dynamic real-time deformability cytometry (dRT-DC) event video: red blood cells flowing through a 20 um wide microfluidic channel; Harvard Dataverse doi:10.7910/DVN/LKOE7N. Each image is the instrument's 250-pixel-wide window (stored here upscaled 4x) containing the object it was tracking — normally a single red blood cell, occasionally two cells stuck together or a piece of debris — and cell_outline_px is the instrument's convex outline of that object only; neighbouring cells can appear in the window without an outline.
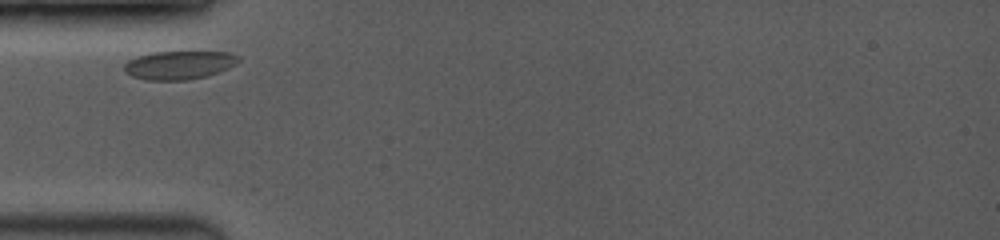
{"species": "common noctule bat (a hibernating species)", "species_latin": "Nyctalus noctula", "temperature_condition": "room temperature", "stored_images_in_passage": 33, "camera_frame_rate_fps": 3500, "um_per_image_px": 0.085, "animal": {"sex": "female", "body_mass_g": 19.0, "forearm_length_mm": 53.3}, "frame": {"image": 1, "passage_image": 1, "time_ms": 0.0, "image_size_px": [1000, 240], "cell_outline_px": [[240, 60], [236, 64], [220, 72], [188, 80], [148, 80], [132, 76], [124, 72], [124, 64], [128, 60], [136, 56], [152, 52], [228, 52], [240, 56]], "centroid_in_image_um": [15.22, 5.52], "position_along_channel_um": 69.8, "area_um2": 19.02}}
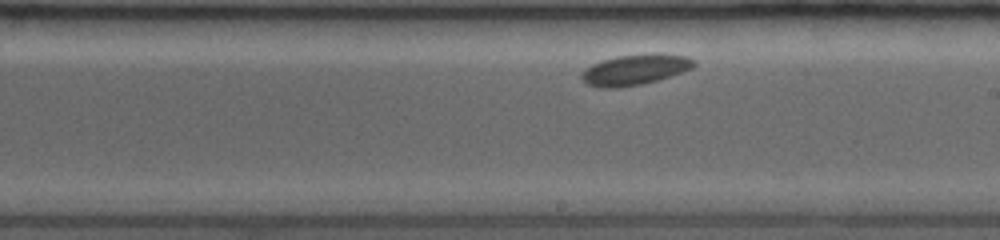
{"frame": {"image": 2, "passage_image": 20, "time_ms": 4.571, "image_size_px": [1000, 240], "cell_outline_px": [[696, 64], [692, 68], [656, 80], [640, 84], [616, 88], [600, 88], [588, 84], [580, 76], [584, 68], [600, 60], [616, 56], [652, 52], [660, 52], [688, 56], [696, 60]], "centroid_in_image_um": [53.98, 5.88], "position_along_channel_um": 235.0, "area_um2": 20.29}}
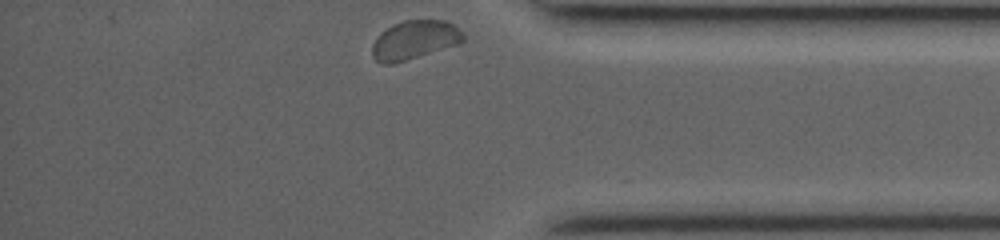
{"frame": {"image": 3, "passage_image": 33, "time_ms": 9.143, "image_size_px": [1000, 240], "cell_outline_px": [[464, 40], [460, 44], [392, 64], [380, 64], [372, 56], [372, 44], [392, 24], [404, 20], [444, 20], [452, 24], [464, 36]], "centroid_in_image_um": [35.23, 3.41], "position_along_channel_um": 400.0, "area_um2": 20.29}}